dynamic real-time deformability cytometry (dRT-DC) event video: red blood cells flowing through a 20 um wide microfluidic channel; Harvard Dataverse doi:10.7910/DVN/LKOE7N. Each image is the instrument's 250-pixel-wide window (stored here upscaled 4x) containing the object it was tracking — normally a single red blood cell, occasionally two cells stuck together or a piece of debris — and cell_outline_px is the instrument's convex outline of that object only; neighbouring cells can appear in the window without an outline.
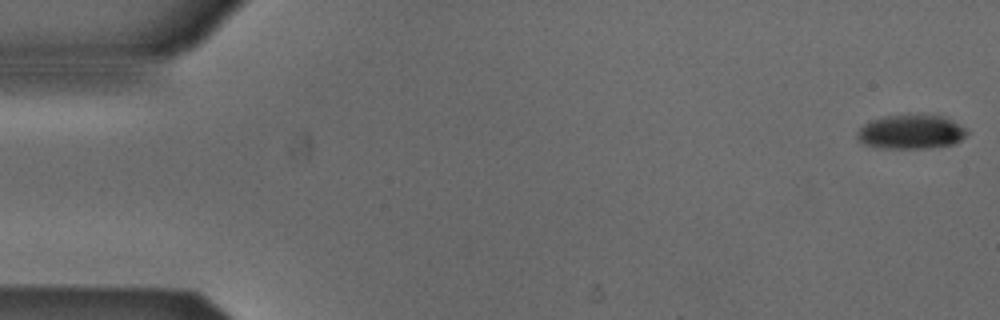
{"species": "Egyptian fruit bat (a non-hibernating species)", "species_latin": "Rousettus aegyptiacus", "temperature_condition": "cold", "stored_images_in_passage": 53, "camera_frame_rate_fps": 3000, "um_per_image_px": 0.085, "animal": {"sex": "male"}, "frame": {"image": 1, "passage_image": 1, "time_ms": 0.0, "image_size_px": [1000, 320], "cell_outline_px": [[968, 132], [960, 140], [952, 144], [928, 148], [880, 148], [864, 144], [856, 140], [856, 132], [864, 124], [872, 120], [884, 116], [944, 116], [968, 128]], "centroid_in_image_um": [77.42, 11.23], "position_along_channel_um": 7.6, "area_um2": 21.68}}
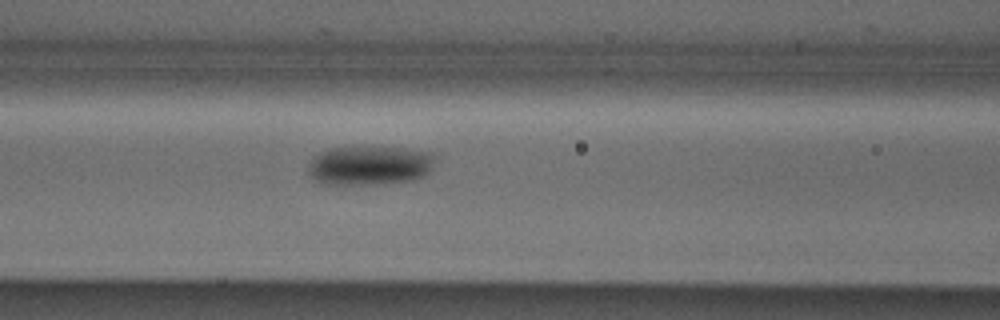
{"frame": {"image": 2, "passage_image": 22, "time_ms": 7.0, "image_size_px": [1000, 320], "cell_outline_px": [[432, 168], [424, 176], [412, 180], [368, 184], [324, 184], [316, 180], [308, 172], [308, 164], [320, 152], [328, 148], [400, 148], [432, 152]], "centroid_in_image_um": [31.39, 14.07], "position_along_channel_um": 135.2, "area_um2": 28.38}}
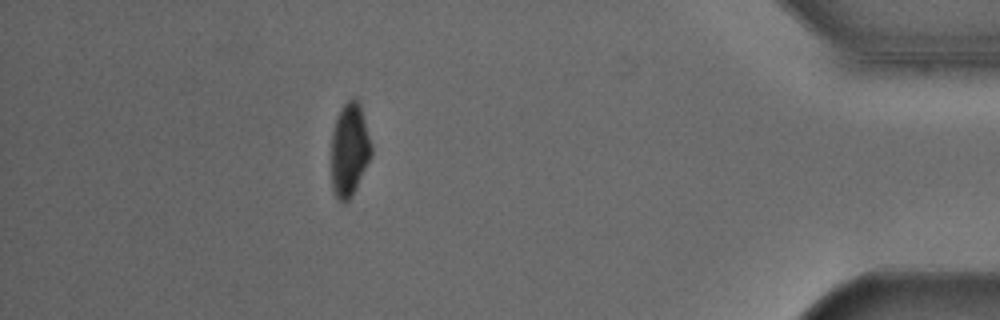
{"frame": {"image": 3, "passage_image": 47, "time_ms": 15.333, "image_size_px": [1000, 320], "cell_outline_px": [[372, 156], [352, 196], [344, 204], [336, 196], [332, 188], [332, 132], [340, 108], [352, 96], [356, 96], [360, 104], [372, 144]], "centroid_in_image_um": [29.72, 12.7], "position_along_channel_um": 405.5, "area_um2": 21.91}, "authors_computed_cell_mechanics": {"area_um2": 25.0274, "velocity_mm_per_s": 3.8678, "shape_relaxation_time_tau1_ms": 3.46, "shape_relaxation_time_tau2_ms": null, "deformation_change_tau1": 0.1169, "deformation_change_tau2": null}}